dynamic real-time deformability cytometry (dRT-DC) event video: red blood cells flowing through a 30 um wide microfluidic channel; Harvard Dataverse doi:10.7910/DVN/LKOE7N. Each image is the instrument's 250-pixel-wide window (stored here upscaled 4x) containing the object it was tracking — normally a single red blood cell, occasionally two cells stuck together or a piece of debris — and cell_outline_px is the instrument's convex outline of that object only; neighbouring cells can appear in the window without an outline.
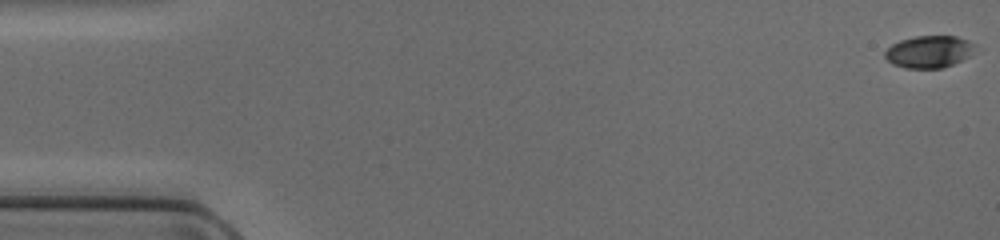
{"species": "common noctule bat (a hibernating species)", "species_latin": "Nyctalus noctula", "temperature_condition": "cold", "stored_images_in_passage": 49, "camera_frame_rate_fps": 3000, "um_per_image_px": 0.085, "animal": {"sex": "female", "body_mass_g": 17.0, "forearm_length_mm": 48.0}, "frame": {"image": 1, "passage_image": 1, "time_ms": 0.0, "image_size_px": [1000, 240], "cell_outline_px": [[976, 48], [968, 56], [952, 64], [940, 68], [904, 68], [892, 64], [884, 56], [884, 52], [892, 44], [900, 40], [916, 36], [956, 36], [968, 40], [976, 44]], "centroid_in_image_um": [78.95, 4.39], "position_along_channel_um": 6.0, "area_um2": 16.82}}
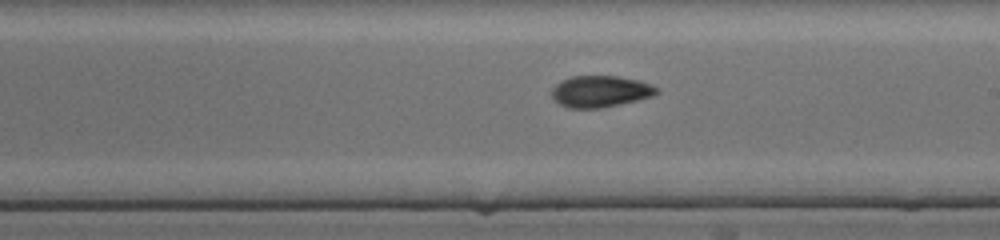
{"frame": {"image": 2, "passage_image": 28, "time_ms": 9.0, "image_size_px": [1000, 240], "cell_outline_px": [[660, 92], [652, 96], [620, 104], [600, 108], [568, 108], [552, 100], [552, 88], [560, 80], [572, 76], [616, 76], [636, 80], [660, 88]], "centroid_in_image_um": [50.99, 7.77], "position_along_channel_um": 238.0, "area_um2": 19.25}}
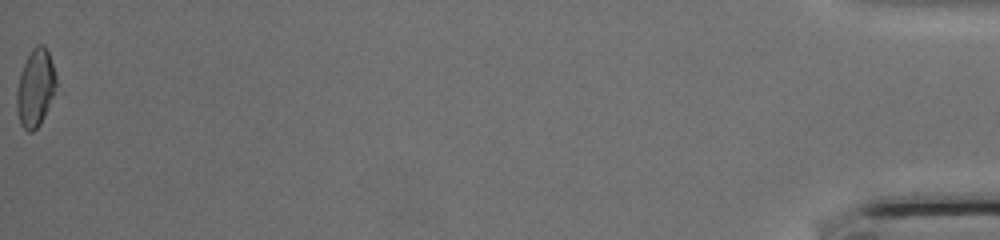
{"frame": {"image": 3, "passage_image": 49, "time_ms": 16.0, "image_size_px": [1000, 240], "cell_outline_px": [[56, 84], [52, 96], [44, 116], [40, 124], [32, 132], [28, 132], [20, 124], [16, 112], [16, 88], [20, 72], [32, 48], [36, 44], [44, 44], [48, 52], [56, 76]], "centroid_in_image_um": [2.97, 7.48], "position_along_channel_um": 432.2, "area_um2": 17.74}}